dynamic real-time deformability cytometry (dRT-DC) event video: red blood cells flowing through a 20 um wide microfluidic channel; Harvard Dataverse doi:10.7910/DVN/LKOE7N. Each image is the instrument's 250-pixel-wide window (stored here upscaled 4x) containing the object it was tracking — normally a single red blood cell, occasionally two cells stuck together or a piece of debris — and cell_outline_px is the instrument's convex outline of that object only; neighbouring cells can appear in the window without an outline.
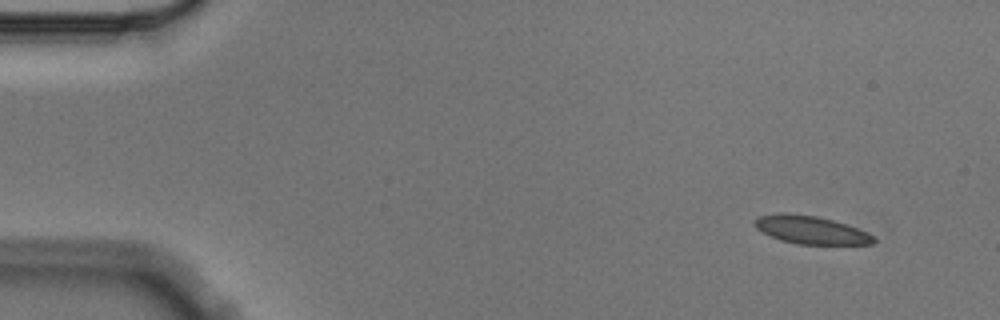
{"species": "Egyptian fruit bat (a non-hibernating species)", "species_latin": "Rousettus aegyptiacus", "temperature_condition": "cold", "stored_images_in_passage": 7, "camera_frame_rate_fps": 3000, "um_per_image_px": 0.085, "animal": {"sex": "male"}, "frame": {"image": 1, "passage_image": 1, "time_ms": 0.0, "image_size_px": [1000, 320], "cell_outline_px": [[876, 240], [872, 244], [796, 244], [780, 240], [756, 228], [752, 224], [752, 220], [760, 216], [780, 212], [784, 212], [816, 216], [832, 220], [868, 232], [876, 236]], "centroid_in_image_um": [68.9, 19.54], "position_along_channel_um": 16.1, "area_um2": 19.42}}
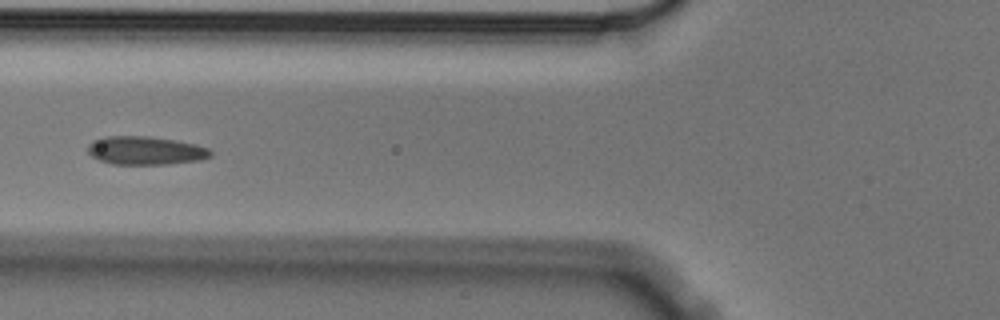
{"frame": {"image": 2, "passage_image": 5, "time_ms": 1.333, "image_size_px": [1000, 320], "cell_outline_px": [[212, 156], [200, 160], [164, 164], [112, 164], [100, 160], [92, 156], [88, 152], [88, 144], [92, 140], [104, 136], [148, 136], [176, 140], [196, 144], [208, 148], [212, 152]], "centroid_in_image_um": [12.36, 12.79], "position_along_channel_um": 113.4, "area_um2": 20.35}}
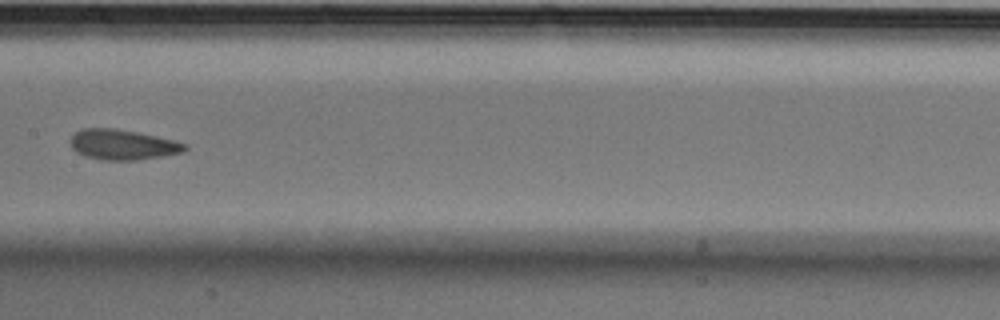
{"frame": {"image": 3, "passage_image": 7, "time_ms": 2.0, "image_size_px": [1000, 320], "cell_outline_px": [[188, 148], [184, 152], [164, 156], [136, 160], [104, 160], [84, 156], [76, 152], [72, 148], [72, 136], [76, 132], [84, 128], [112, 128], [136, 132], [176, 140], [188, 144]], "centroid_in_image_um": [10.48, 12.3], "position_along_channel_um": 196.9, "area_um2": 20.17}}